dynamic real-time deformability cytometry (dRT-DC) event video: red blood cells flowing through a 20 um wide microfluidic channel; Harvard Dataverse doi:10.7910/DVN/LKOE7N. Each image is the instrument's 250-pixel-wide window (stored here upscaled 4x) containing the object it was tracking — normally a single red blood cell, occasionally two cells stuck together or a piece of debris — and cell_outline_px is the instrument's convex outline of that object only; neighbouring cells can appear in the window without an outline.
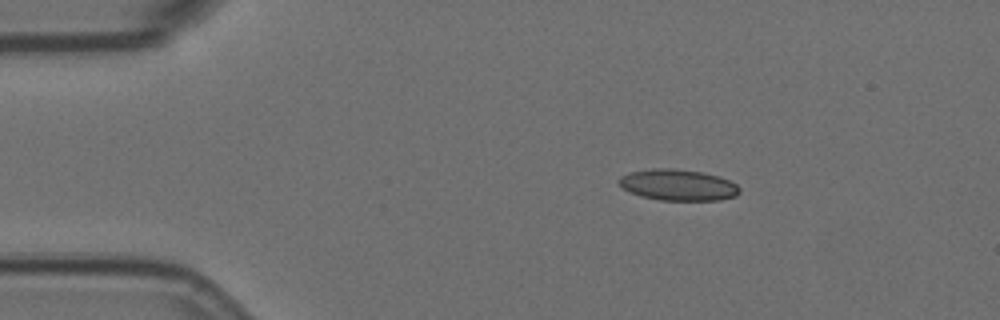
{"species": "Egyptian fruit bat (a non-hibernating species)", "species_latin": "Rousettus aegyptiacus", "temperature_condition": "room temperature", "stored_images_in_passage": 3, "camera_frame_rate_fps": 3000, "um_per_image_px": 0.085, "animal": {"sex": "female"}, "frame": {"image": 1, "passage_image": 1, "time_ms": 0.0, "image_size_px": [1000, 320], "cell_outline_px": [[740, 192], [736, 196], [720, 200], [660, 200], [640, 196], [624, 188], [616, 180], [620, 176], [628, 172], [652, 168], [672, 168], [704, 172], [720, 176], [736, 184], [740, 188]], "centroid_in_image_um": [57.64, 15.71], "position_along_channel_um": 27.4, "area_um2": 22.08}}